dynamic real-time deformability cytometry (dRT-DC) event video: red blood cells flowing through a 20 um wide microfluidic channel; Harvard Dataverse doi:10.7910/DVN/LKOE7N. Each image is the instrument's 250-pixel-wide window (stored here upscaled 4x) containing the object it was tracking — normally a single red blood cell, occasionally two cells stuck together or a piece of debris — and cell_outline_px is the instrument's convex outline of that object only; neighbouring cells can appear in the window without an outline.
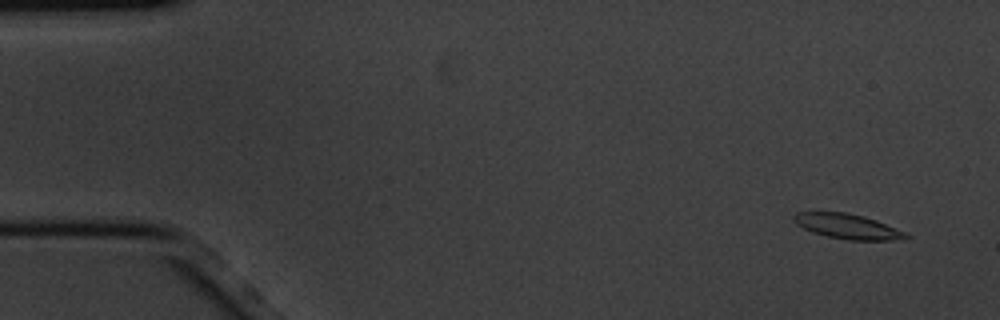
{"species": "common noctule bat (a hibernating species)", "species_latin": "Nyctalus noctula", "temperature_condition": "cold", "stored_images_in_passage": 3, "camera_frame_rate_fps": 3000, "um_per_image_px": 0.085, "animal": {"sex": "male", "body_mass_g": 20.1, "forearm_length_mm": 53.5}, "frame": {"image": 1, "passage_image": 1, "time_ms": 0.0, "image_size_px": [1000, 320], "cell_outline_px": [[912, 236], [908, 240], [848, 240], [828, 236], [812, 232], [796, 224], [792, 220], [792, 216], [796, 212], [848, 212], [864, 216], [876, 220], [904, 232]], "centroid_in_image_um": [72.06, 19.24], "position_along_channel_um": 12.9, "area_um2": 16.42}}